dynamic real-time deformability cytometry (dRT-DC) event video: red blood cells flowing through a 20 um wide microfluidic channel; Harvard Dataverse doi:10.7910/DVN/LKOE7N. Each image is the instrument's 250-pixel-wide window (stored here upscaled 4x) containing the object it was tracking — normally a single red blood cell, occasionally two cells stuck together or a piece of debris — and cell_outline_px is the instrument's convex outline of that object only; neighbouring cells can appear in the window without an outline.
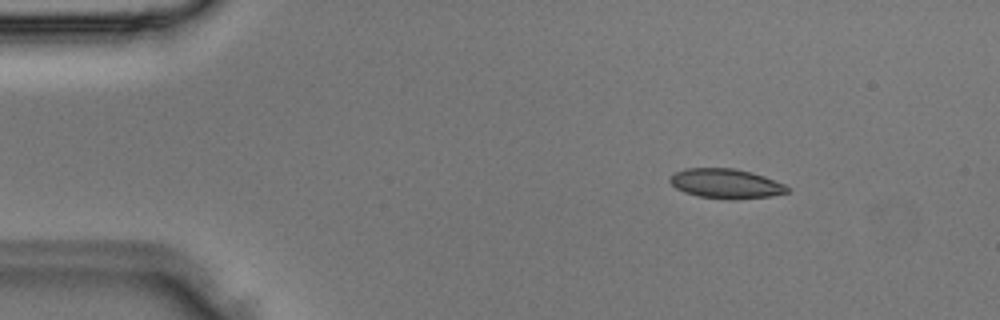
{"species": "Egyptian fruit bat (a non-hibernating species)", "species_latin": "Rousettus aegyptiacus", "temperature_condition": "room temperature", "stored_images_in_passage": 2, "camera_frame_rate_fps": 3000, "um_per_image_px": 0.085, "animal": {"sex": "male"}, "frame": {"image": 1, "passage_image": 1, "time_ms": 0.0, "image_size_px": [1000, 320], "cell_outline_px": [[788, 192], [768, 196], [728, 200], [700, 196], [684, 192], [676, 188], [668, 180], [676, 172], [684, 168], [732, 168], [752, 172], [764, 176], [784, 184], [788, 188]], "centroid_in_image_um": [61.68, 15.6], "position_along_channel_um": 23.3, "area_um2": 20.06}}